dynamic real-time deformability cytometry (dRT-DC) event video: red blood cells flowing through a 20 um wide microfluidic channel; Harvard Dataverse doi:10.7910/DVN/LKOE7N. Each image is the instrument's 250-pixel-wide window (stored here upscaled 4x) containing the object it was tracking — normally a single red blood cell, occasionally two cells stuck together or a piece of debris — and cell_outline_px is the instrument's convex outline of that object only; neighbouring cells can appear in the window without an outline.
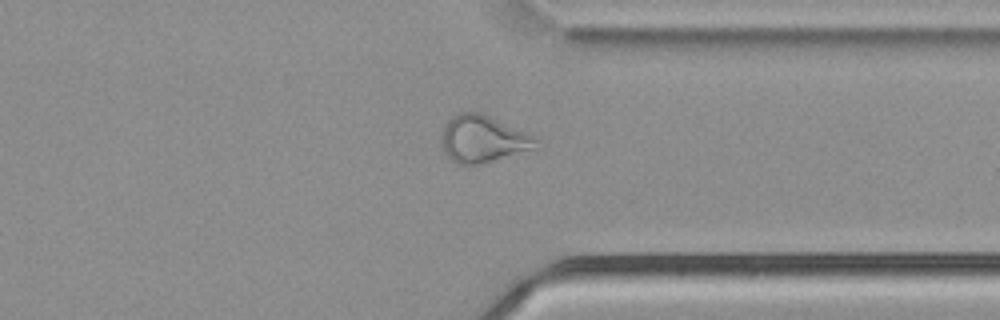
{"species": "common noctule bat (a hibernating species)", "species_latin": "Nyctalus noctula", "temperature_condition": "cold", "stored_images_in_passage": 45, "camera_frame_rate_fps": 3000, "um_per_image_px": 0.085, "animal": {"sex": "male", "body_mass_g": 21.5, "forearm_length_mm": 52.0}, "frame": {"image": 1, "passage_image": 37, "time_ms": 12.0, "image_size_px": [1000, 320], "cell_outline_px": [[536, 140], [532, 148], [480, 164], [456, 164], [444, 152], [440, 140], [440, 132], [444, 124], [452, 116], [460, 112], [480, 112], [528, 132], [536, 136]], "centroid_in_image_um": [40.96, 11.78], "position_along_channel_um": 370.4, "area_um2": 25.66}}
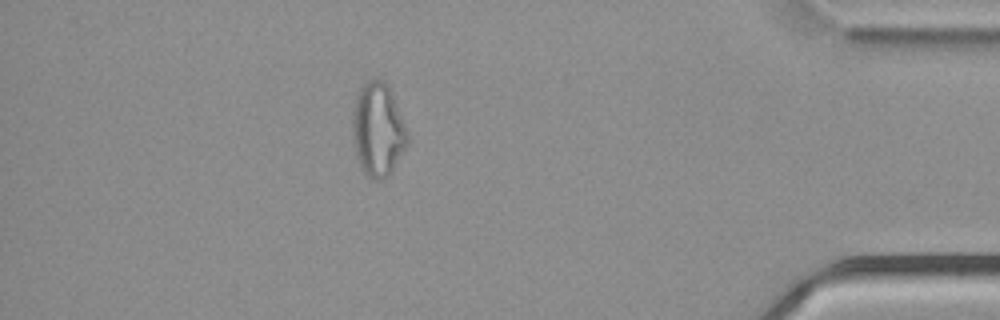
{"frame": {"image": 2, "passage_image": 43, "time_ms": 14.0, "image_size_px": [1000, 320], "cell_outline_px": [[408, 144], [388, 176], [384, 180], [372, 180], [364, 172], [356, 156], [352, 136], [352, 108], [356, 96], [360, 88], [368, 80], [380, 80], [388, 84], [408, 132]], "centroid_in_image_um": [32.1, 11.04], "position_along_channel_um": 403.1, "area_um2": 30.0}}